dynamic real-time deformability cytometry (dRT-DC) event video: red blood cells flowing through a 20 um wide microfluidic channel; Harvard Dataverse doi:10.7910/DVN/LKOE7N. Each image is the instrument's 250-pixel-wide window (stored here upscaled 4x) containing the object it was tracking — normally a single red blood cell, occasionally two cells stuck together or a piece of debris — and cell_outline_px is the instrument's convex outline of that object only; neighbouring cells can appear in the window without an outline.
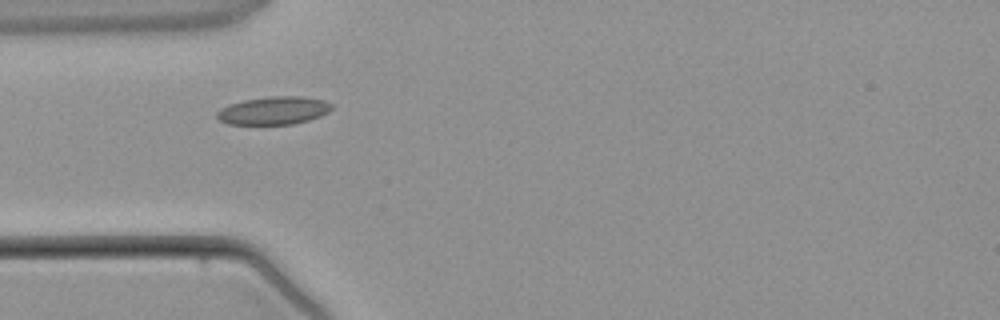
{"species": "common noctule bat (a hibernating species)", "species_latin": "Nyctalus noctula", "temperature_condition": "warm", "stored_images_in_passage": 2, "camera_frame_rate_fps": 3000, "um_per_image_px": 0.085, "animal": {"sex": "male", "body_mass_g": 21.5, "forearm_length_mm": 52.0}, "frame": {"image": 1, "passage_image": 1, "time_ms": 0.0, "image_size_px": [1000, 320], "cell_outline_px": [[332, 108], [328, 112], [320, 116], [308, 120], [292, 124], [228, 124], [220, 120], [216, 116], [216, 112], [220, 108], [228, 104], [244, 100], [268, 96], [300, 96], [324, 100], [332, 104]], "centroid_in_image_um": [23.24, 9.39], "position_along_channel_um": 61.8, "area_um2": 18.73}}
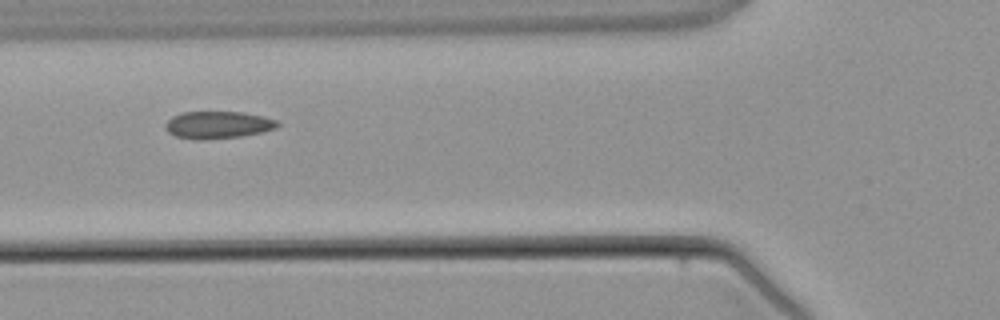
{"frame": {"image": 2, "passage_image": 2, "time_ms": 1.0, "image_size_px": [1000, 320], "cell_outline_px": [[280, 124], [276, 128], [260, 132], [240, 136], [200, 140], [196, 140], [176, 136], [168, 132], [164, 128], [164, 124], [172, 116], [184, 112], [244, 112], [264, 116], [276, 120]], "centroid_in_image_um": [18.5, 10.61], "position_along_channel_um": 107.3, "area_um2": 17.8}}